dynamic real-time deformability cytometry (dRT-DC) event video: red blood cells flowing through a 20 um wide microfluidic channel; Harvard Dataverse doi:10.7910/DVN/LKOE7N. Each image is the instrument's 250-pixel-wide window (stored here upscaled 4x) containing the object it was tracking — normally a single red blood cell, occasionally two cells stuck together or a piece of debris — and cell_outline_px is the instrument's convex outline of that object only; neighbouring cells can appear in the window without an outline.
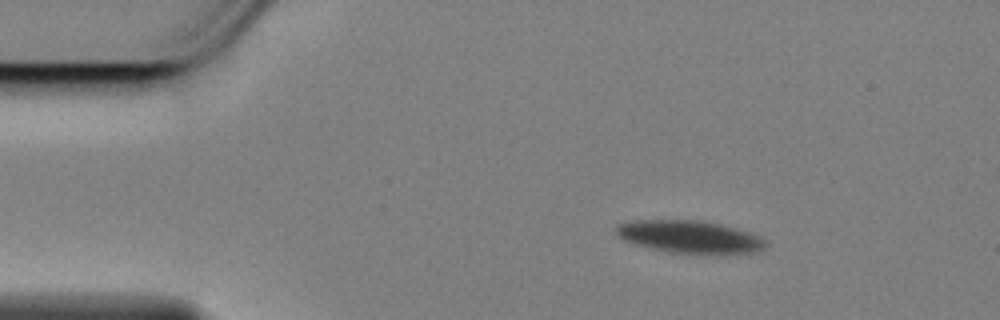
{"species": "Egyptian fruit bat (a non-hibernating species)", "species_latin": "Rousettus aegyptiacus", "temperature_condition": "cold", "stored_images_in_passage": 50, "camera_frame_rate_fps": 3000, "um_per_image_px": 0.085, "animal": {"sex": "female"}, "frame": {"image": 1, "passage_image": 1, "time_ms": 0.0, "image_size_px": [1000, 320], "cell_outline_px": [[768, 244], [760, 252], [736, 256], [696, 256], [668, 252], [648, 248], [624, 240], [616, 236], [616, 224], [632, 220], [700, 220], [720, 224], [736, 228], [760, 236], [768, 240]], "centroid_in_image_um": [58.73, 20.19], "position_along_channel_um": 26.3, "area_um2": 30.0}}
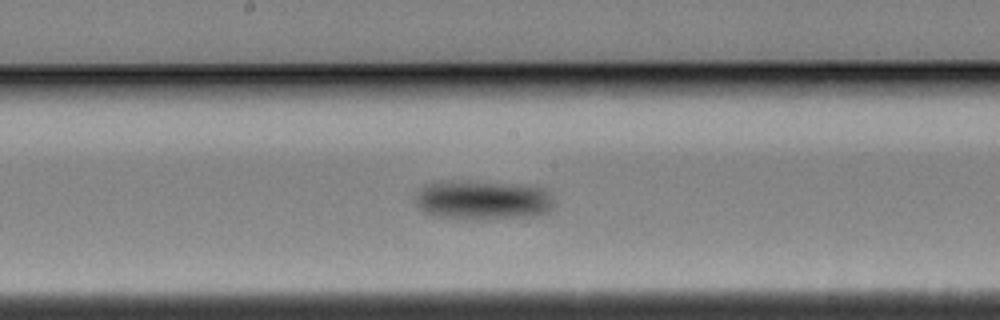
{"frame": {"image": 2, "passage_image": 22, "time_ms": 7.0, "image_size_px": [1000, 320], "cell_outline_px": [[556, 204], [548, 212], [532, 216], [480, 220], [468, 220], [436, 216], [424, 212], [416, 204], [416, 192], [424, 184], [444, 180], [468, 180], [540, 188], [548, 192], [552, 196]], "centroid_in_image_um": [40.98, 17.02], "position_along_channel_um": 207.2, "area_um2": 32.25}}
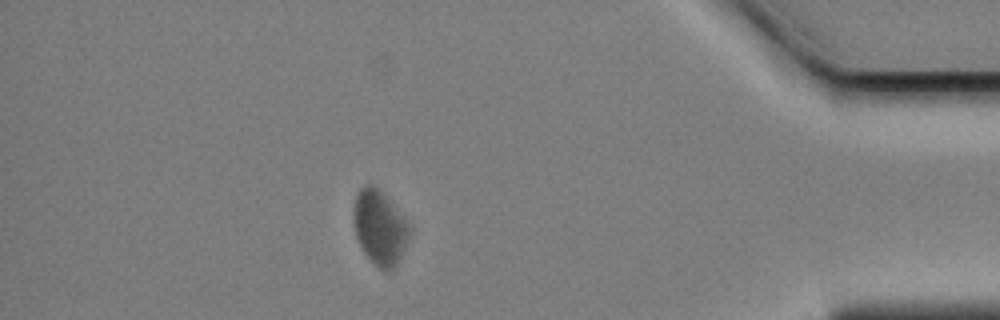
{"frame": {"image": 3, "passage_image": 43, "time_ms": 14.0, "image_size_px": [1000, 320], "cell_outline_px": [[412, 232], [396, 264], [392, 268], [380, 268], [364, 252], [356, 236], [352, 220], [356, 196], [360, 188], [368, 184], [372, 184], [408, 220], [412, 228]], "centroid_in_image_um": [32.28, 19.31], "position_along_channel_um": 402.9, "area_um2": 23.7}, "authors_computed_cell_mechanics": {"area_um2": 29.5358, "velocity_mm_per_s": 3.4092, "shape_relaxation_time_tau1_ms": 1.7426, "shape_relaxation_time_tau2_ms": null, "deformation_change_tau1": 0.0753, "deformation_change_tau2": null}}